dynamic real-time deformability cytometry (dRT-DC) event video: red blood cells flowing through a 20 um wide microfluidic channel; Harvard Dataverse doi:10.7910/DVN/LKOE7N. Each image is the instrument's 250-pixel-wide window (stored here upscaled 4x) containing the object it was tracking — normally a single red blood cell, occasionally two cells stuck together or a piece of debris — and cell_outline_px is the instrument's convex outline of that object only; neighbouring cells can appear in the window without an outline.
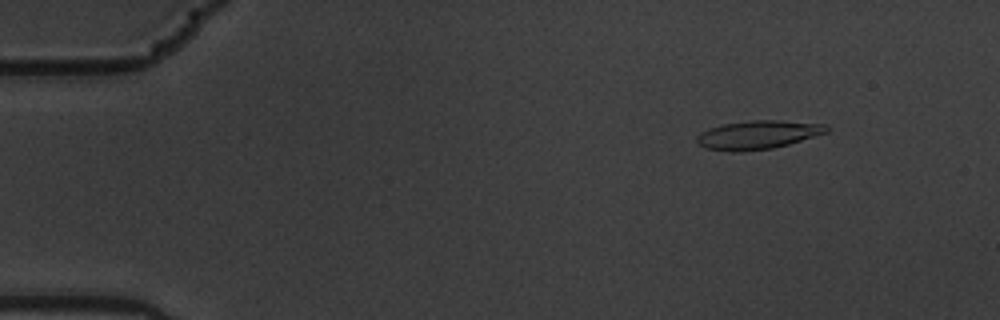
{"species": "common noctule bat (a hibernating species)", "species_latin": "Nyctalus noctula", "temperature_condition": "warm", "stored_images_in_passage": 4, "camera_frame_rate_fps": 3000, "um_per_image_px": 0.085, "animal": {"sex": "male", "body_mass_g": 19.5, "forearm_length_mm": 54.6}, "frame": {"image": 1, "passage_image": 1, "time_ms": 0.0, "image_size_px": [1000, 320], "cell_outline_px": [[828, 132], [788, 144], [772, 148], [736, 152], [728, 152], [704, 148], [696, 140], [696, 136], [700, 132], [708, 128], [724, 124], [752, 120], [780, 120], [828, 124]], "centroid_in_image_um": [64.4, 11.46], "position_along_channel_um": 20.6, "area_um2": 21.68}}
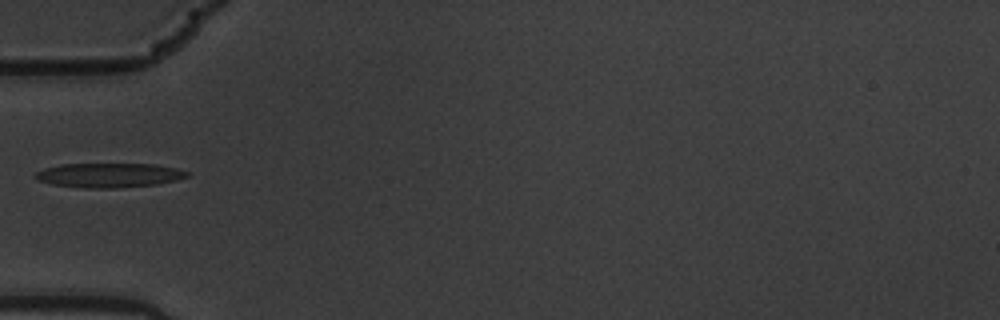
{"frame": {"image": 2, "passage_image": 4, "time_ms": 1.0, "image_size_px": [1000, 320], "cell_outline_px": [[192, 172], [188, 176], [176, 180], [156, 184], [116, 188], [88, 188], [52, 184], [40, 180], [32, 176], [36, 172], [44, 168], [60, 164], [156, 164], [176, 168]], "centroid_in_image_um": [9.29, 14.88], "position_along_channel_um": 75.7, "area_um2": 21.56}}